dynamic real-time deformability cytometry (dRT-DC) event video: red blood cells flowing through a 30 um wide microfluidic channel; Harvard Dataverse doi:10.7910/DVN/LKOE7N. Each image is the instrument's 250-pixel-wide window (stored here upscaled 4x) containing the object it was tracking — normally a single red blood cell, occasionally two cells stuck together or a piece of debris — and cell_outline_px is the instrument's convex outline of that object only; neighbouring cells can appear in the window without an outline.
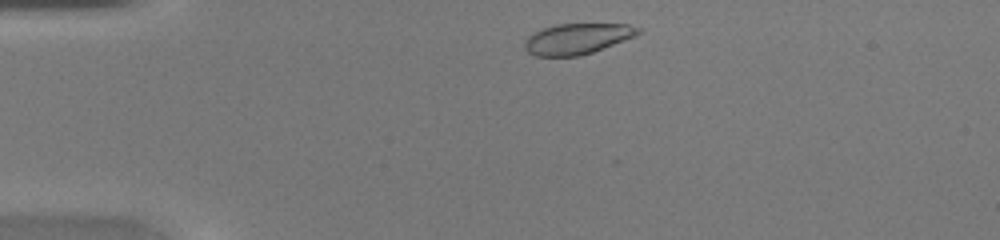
{"species": "common noctule bat (a hibernating species)", "species_latin": "Nyctalus noctula", "temperature_condition": "warm", "stored_images_in_passage": 37, "camera_frame_rate_fps": 3000, "um_per_image_px": 0.085, "animal": {"sex": "female", "body_mass_g": 20.0, "forearm_length_mm": 54.0}, "frame": {"image": 1, "passage_image": 2, "time_ms": 0.333, "image_size_px": [1000, 240], "cell_outline_px": [[644, 32], [636, 36], [592, 52], [580, 56], [536, 56], [528, 52], [524, 48], [524, 40], [528, 36], [544, 28], [556, 24], [628, 24], [644, 28]], "centroid_in_image_um": [49.12, 3.29], "position_along_channel_um": 35.9, "area_um2": 20.46}}
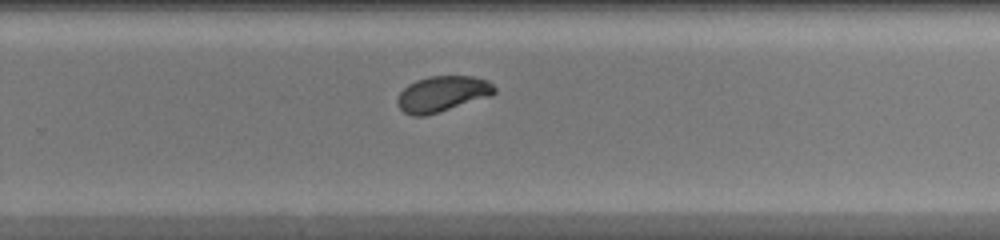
{"frame": {"image": 2, "passage_image": 22, "time_ms": 7.0, "image_size_px": [1000, 240], "cell_outline_px": [[496, 92], [492, 96], [424, 116], [412, 116], [404, 112], [396, 104], [396, 100], [400, 92], [408, 84], [416, 80], [428, 76], [472, 76], [488, 80], [496, 88]], "centroid_in_image_um": [37.59, 7.97], "position_along_channel_um": 292.2, "area_um2": 20.29}}
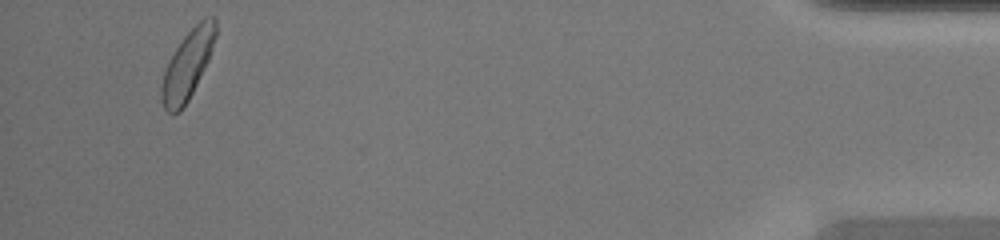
{"frame": {"image": 3, "passage_image": 35, "time_ms": 11.333, "image_size_px": [1000, 240], "cell_outline_px": [[216, 36], [208, 60], [188, 100], [180, 112], [168, 112], [164, 108], [160, 100], [160, 88], [164, 72], [176, 48], [184, 36], [204, 16], [212, 16], [216, 20]], "centroid_in_image_um": [15.94, 5.51], "position_along_channel_um": 419.3, "area_um2": 21.21}}